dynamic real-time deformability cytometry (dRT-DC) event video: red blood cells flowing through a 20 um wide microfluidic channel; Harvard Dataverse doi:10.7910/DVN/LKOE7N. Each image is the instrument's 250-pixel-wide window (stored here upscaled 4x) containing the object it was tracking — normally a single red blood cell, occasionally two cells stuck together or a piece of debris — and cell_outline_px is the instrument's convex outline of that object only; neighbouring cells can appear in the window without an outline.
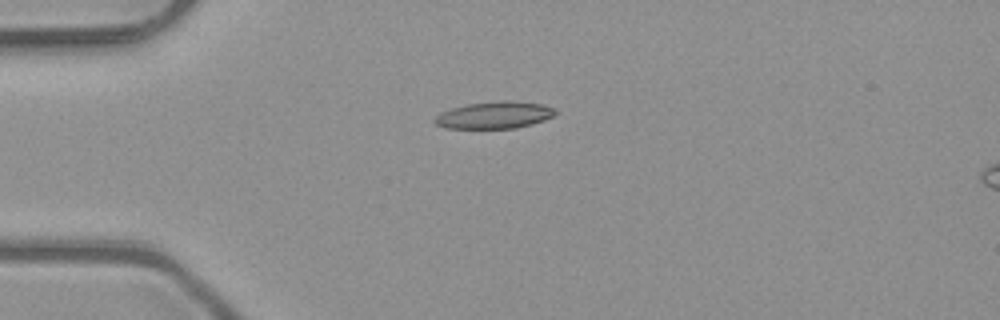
{"species": "common noctule bat (a hibernating species)", "species_latin": "Nyctalus noctula", "temperature_condition": "room temperature", "stored_images_in_passage": 1, "camera_frame_rate_fps": 3000, "um_per_image_px": 0.085, "animal": {"sex": "male", "body_mass_g": 23.1, "forearm_length_mm": 52.7}, "frame": {"image": 1, "passage_image": 1, "time_ms": 0.0, "image_size_px": [1000, 320], "cell_outline_px": [[556, 112], [552, 116], [544, 120], [532, 124], [516, 128], [444, 128], [436, 124], [432, 120], [440, 112], [452, 108], [468, 104], [508, 100], [540, 104], [556, 108]], "centroid_in_image_um": [42.01, 9.79], "position_along_channel_um": 43.0, "area_um2": 18.84}}